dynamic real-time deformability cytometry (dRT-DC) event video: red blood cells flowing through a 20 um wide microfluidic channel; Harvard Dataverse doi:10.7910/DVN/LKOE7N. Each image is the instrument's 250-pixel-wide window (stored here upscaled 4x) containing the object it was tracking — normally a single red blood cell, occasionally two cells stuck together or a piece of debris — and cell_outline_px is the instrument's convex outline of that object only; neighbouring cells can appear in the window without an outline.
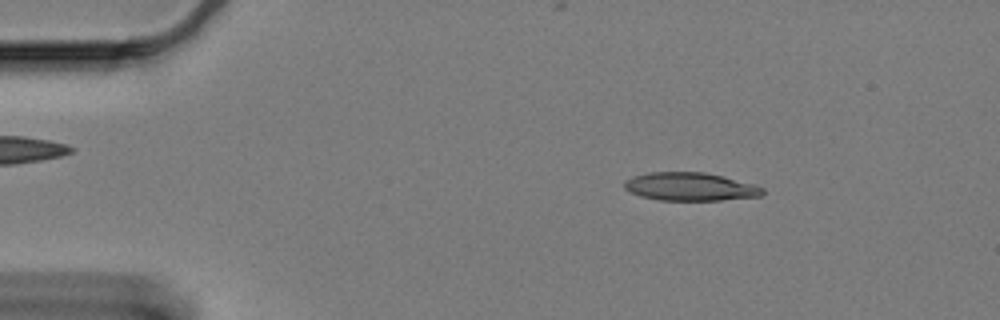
{"species": "Egyptian fruit bat (a non-hibernating species)", "species_latin": "Rousettus aegyptiacus", "temperature_condition": "cold", "stored_images_in_passage": 60, "camera_frame_rate_fps": 3000, "um_per_image_px": 0.085, "animal": {"sex": "female"}, "frame": {"image": 1, "passage_image": 9, "time_ms": 2.667, "image_size_px": [1000, 320], "cell_outline_px": [[764, 192], [760, 196], [720, 200], [660, 200], [640, 196], [624, 188], [624, 180], [632, 176], [648, 172], [704, 172], [724, 176], [752, 184], [764, 188]], "centroid_in_image_um": [58.64, 15.86], "position_along_channel_um": 26.4, "area_um2": 22.66}}
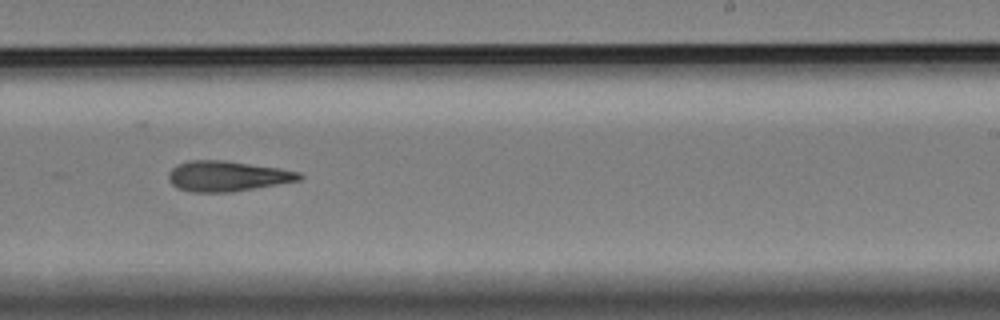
{"frame": {"image": 2, "passage_image": 37, "time_ms": 12.0, "image_size_px": [1000, 320], "cell_outline_px": [[304, 176], [300, 180], [232, 192], [192, 192], [176, 188], [168, 180], [168, 172], [176, 164], [188, 160], [224, 160], [280, 168], [300, 172]], "centroid_in_image_um": [19.28, 14.96], "position_along_channel_um": 269.7, "area_um2": 23.29}}
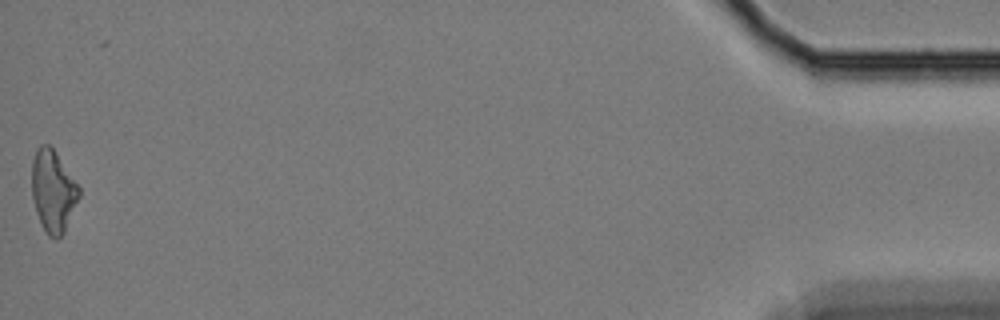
{"frame": {"image": 3, "passage_image": 60, "time_ms": 19.667, "image_size_px": [1000, 320], "cell_outline_px": [[80, 196], [64, 232], [56, 240], [48, 236], [40, 224], [36, 212], [32, 196], [32, 160], [36, 148], [40, 144], [48, 144], [52, 148], [80, 188]], "centroid_in_image_um": [4.49, 16.26], "position_along_channel_um": 430.7, "area_um2": 22.43}, "authors_computed_cell_mechanics": {"area_um2": 22.7443, "velocity_mm_per_s": 3.2891, "shape_relaxation_time_tau1_ms": 5.9268, "shape_relaxation_time_tau2_ms": null, "deformation_change_tau1": 0.1628, "deformation_change_tau2": null}}